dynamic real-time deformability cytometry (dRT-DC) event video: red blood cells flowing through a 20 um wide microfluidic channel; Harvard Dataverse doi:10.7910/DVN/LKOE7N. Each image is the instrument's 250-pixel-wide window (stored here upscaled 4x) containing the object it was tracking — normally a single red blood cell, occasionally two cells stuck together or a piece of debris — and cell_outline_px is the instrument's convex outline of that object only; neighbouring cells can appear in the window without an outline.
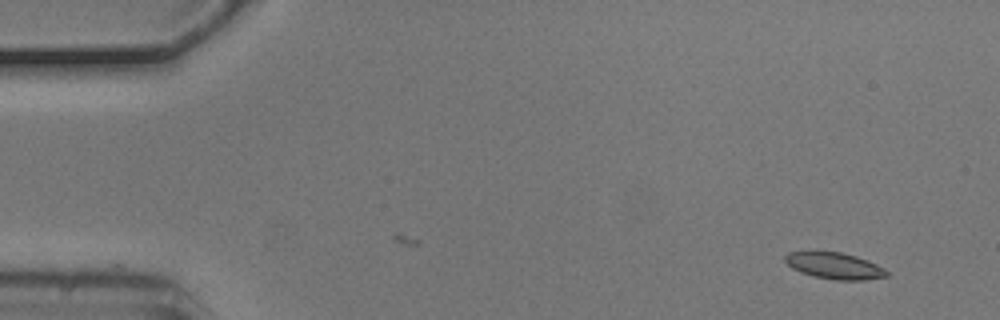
{"species": "common noctule bat (a hibernating species)", "species_latin": "Nyctalus noctula", "temperature_condition": "cold", "stored_images_in_passage": 2, "camera_frame_rate_fps": 3000, "um_per_image_px": 0.085, "animal": {"sex": "male", "body_mass_g": 20.5, "forearm_length_mm": 52.5}, "frame": {"image": 1, "passage_image": 2, "time_ms": 0.333, "image_size_px": [1000, 320], "cell_outline_px": [[888, 276], [864, 280], [836, 280], [812, 276], [800, 272], [792, 268], [784, 260], [784, 256], [788, 252], [840, 252], [856, 256], [868, 260], [884, 268], [888, 272]], "centroid_in_image_um": [70.94, 22.6], "position_along_channel_um": 14.1, "area_um2": 15.61}}